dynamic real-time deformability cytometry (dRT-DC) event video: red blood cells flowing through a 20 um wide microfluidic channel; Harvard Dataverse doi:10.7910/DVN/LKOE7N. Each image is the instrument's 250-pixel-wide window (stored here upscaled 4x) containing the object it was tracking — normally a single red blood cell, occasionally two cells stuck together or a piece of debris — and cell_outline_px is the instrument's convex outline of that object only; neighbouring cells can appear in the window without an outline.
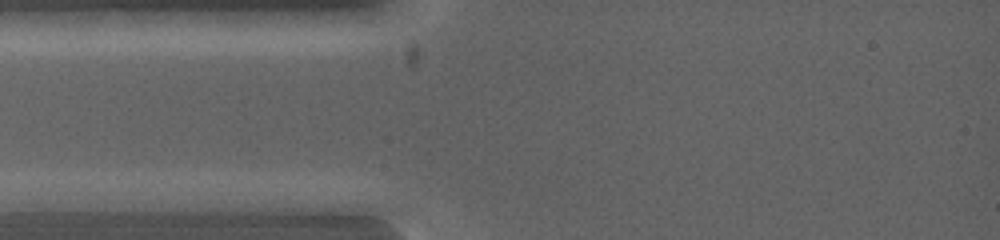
{"species": "common noctule bat (a hibernating species)", "species_latin": "Nyctalus noctula", "temperature_condition": "warm", "stored_images_in_passage": 3, "segment_of_instrument_passage": [1, 2], "camera_frame_rate_fps": 5000, "um_per_image_px": 0.085, "animal": {"sex": "female", "body_mass_g": 19.0, "forearm_length_mm": 53.3}, "frame": {"image": 1, "passage_image": 1, "time_ms": 0.0, "image_size_px": [1000, 240], "cell_outline_px": [[124, 200], [104, 212], [40, 212], [12, 200], [56, 192], [104, 192]], "centroid_in_image_um": [6.04, 17.18], "position_along_channel_um": 79.0, "area_um2": 12.25}}